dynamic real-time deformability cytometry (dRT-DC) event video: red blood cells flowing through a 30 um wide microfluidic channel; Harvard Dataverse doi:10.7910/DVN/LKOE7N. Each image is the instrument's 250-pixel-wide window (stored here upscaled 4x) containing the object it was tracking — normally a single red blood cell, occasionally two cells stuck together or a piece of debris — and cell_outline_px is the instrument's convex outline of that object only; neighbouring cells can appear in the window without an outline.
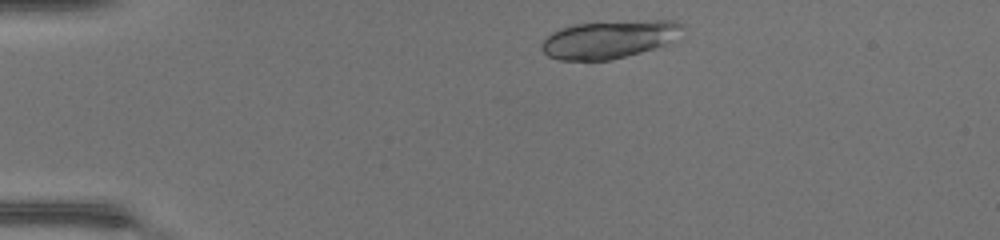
{"species": "common noctule bat (a hibernating species)", "species_latin": "Nyctalus noctula", "temperature_condition": "warm", "stored_images_in_passage": 40, "camera_frame_rate_fps": 3000, "um_per_image_px": 0.085, "animal": {"sex": "female", "body_mass_g": 17.0, "forearm_length_mm": 48.0}, "frame": {"image": 1, "passage_image": 3, "time_ms": 0.667, "image_size_px": [1000, 240], "cell_outline_px": [[684, 28], [664, 44], [640, 52], [608, 60], [560, 60], [548, 56], [540, 48], [540, 44], [552, 32], [560, 28], [572, 24], [652, 20], [676, 20], [684, 24]], "centroid_in_image_um": [51.71, 3.33], "position_along_channel_um": 33.3, "area_um2": 30.58}}